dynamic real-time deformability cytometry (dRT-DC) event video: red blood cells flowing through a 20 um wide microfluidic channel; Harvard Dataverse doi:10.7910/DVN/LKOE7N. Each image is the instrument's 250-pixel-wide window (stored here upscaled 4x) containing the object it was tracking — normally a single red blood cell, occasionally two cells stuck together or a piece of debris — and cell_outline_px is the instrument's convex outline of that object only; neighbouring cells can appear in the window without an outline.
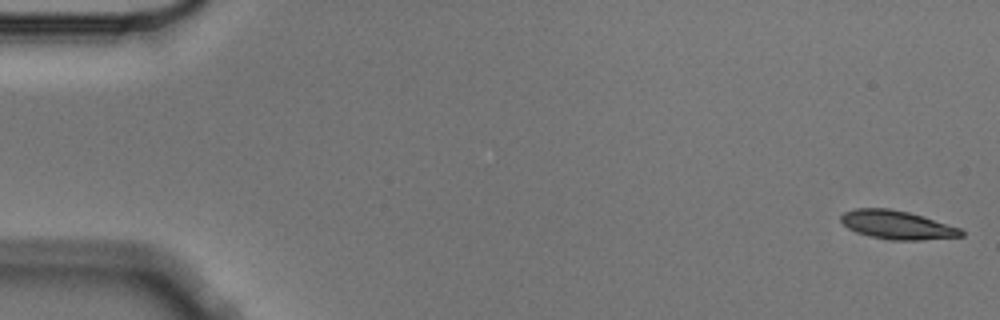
{"species": "Egyptian fruit bat (a non-hibernating species)", "species_latin": "Rousettus aegyptiacus", "temperature_condition": "cold", "stored_images_in_passage": 6, "camera_frame_rate_fps": 3000, "um_per_image_px": 0.085, "animal": {"sex": "male"}, "frame": {"image": 1, "passage_image": 1, "time_ms": 0.0, "image_size_px": [1000, 320], "cell_outline_px": [[964, 236], [920, 240], [892, 240], [872, 236], [856, 232], [848, 228], [840, 220], [840, 216], [844, 212], [856, 208], [892, 208], [908, 212], [960, 228], [964, 232]], "centroid_in_image_um": [76.23, 19.11], "position_along_channel_um": 8.8, "area_um2": 19.83}}
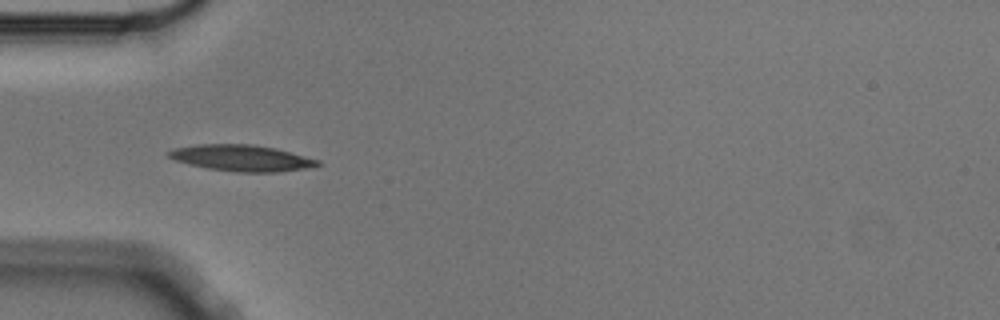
{"frame": {"image": 2, "passage_image": 5, "time_ms": 1.333, "image_size_px": [1000, 320], "cell_outline_px": [[324, 164], [312, 168], [276, 172], [236, 172], [208, 168], [176, 160], [168, 156], [164, 152], [176, 148], [196, 144], [252, 144], [276, 148], [320, 160]], "centroid_in_image_um": [20.61, 13.43], "position_along_channel_um": 64.4, "area_um2": 22.89}}
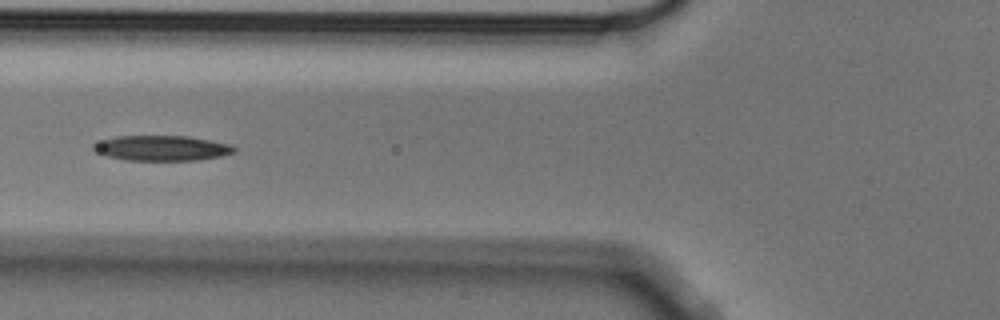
{"frame": {"image": 3, "passage_image": 6, "time_ms": 1.667, "image_size_px": [1000, 320], "cell_outline_px": [[236, 152], [220, 156], [200, 160], [128, 160], [108, 156], [96, 152], [92, 148], [92, 144], [116, 136], [188, 136], [232, 144], [236, 148]], "centroid_in_image_um": [13.79, 12.59], "position_along_channel_um": 112.0, "area_um2": 20.63}}